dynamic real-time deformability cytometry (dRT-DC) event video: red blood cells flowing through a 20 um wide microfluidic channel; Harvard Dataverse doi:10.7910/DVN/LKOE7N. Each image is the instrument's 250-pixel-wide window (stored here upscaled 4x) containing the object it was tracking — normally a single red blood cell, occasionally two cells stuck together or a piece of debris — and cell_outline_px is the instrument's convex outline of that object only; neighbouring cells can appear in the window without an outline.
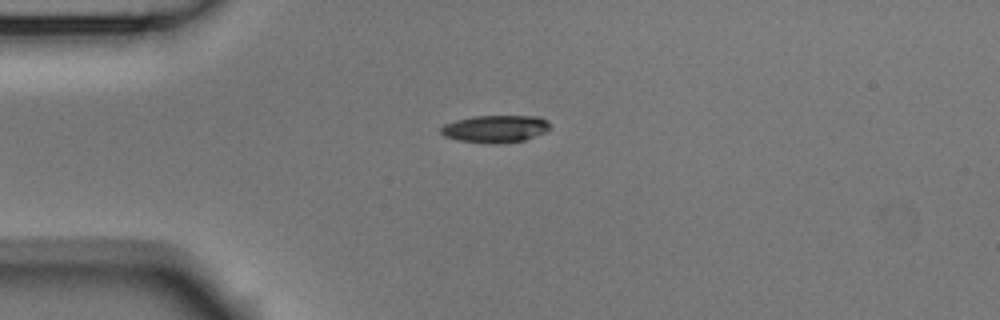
{"species": "Egyptian fruit bat (a non-hibernating species)", "species_latin": "Rousettus aegyptiacus", "temperature_condition": "room temperature", "stored_images_in_passage": 8, "camera_frame_rate_fps": 3000, "um_per_image_px": 0.085, "animal": {"sex": "male"}, "frame": {"image": 1, "passage_image": 1, "time_ms": 0.0, "image_size_px": [1000, 320], "cell_outline_px": [[552, 128], [548, 132], [524, 140], [500, 144], [460, 140], [444, 136], [440, 132], [440, 128], [444, 124], [456, 120], [472, 116], [540, 116], [548, 120]], "centroid_in_image_um": [42.17, 10.94], "position_along_channel_um": 42.8, "area_um2": 17.57}}
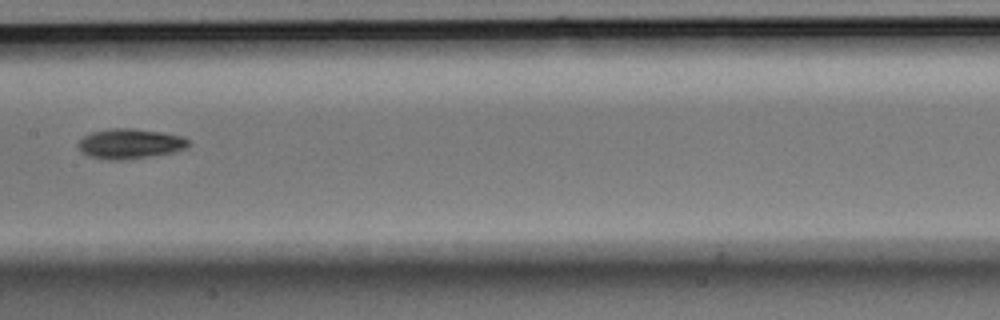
{"frame": {"image": 2, "passage_image": 5, "time_ms": 1.333, "image_size_px": [1000, 320], "cell_outline_px": [[188, 144], [184, 148], [172, 152], [124, 160], [108, 160], [88, 156], [80, 152], [80, 140], [84, 136], [92, 132], [112, 128], [132, 128], [160, 132], [180, 136], [188, 140]], "centroid_in_image_um": [11.0, 12.22], "position_along_channel_um": 196.4, "area_um2": 18.9}}
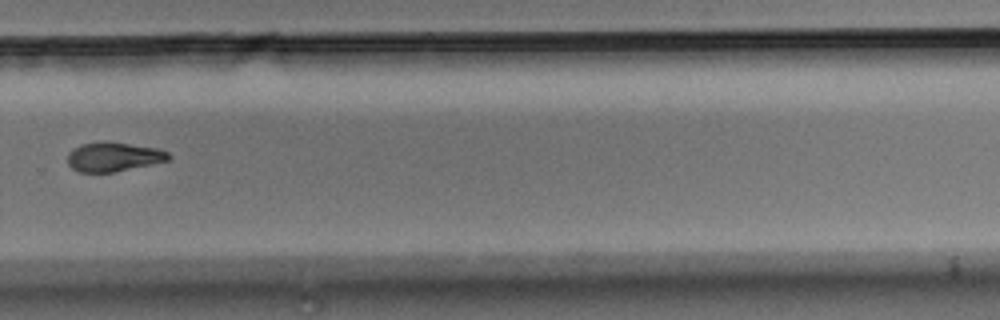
{"frame": {"image": 3, "passage_image": 8, "time_ms": 2.333, "image_size_px": [1000, 320], "cell_outline_px": [[172, 156], [168, 160], [152, 164], [112, 172], [80, 172], [72, 168], [68, 164], [68, 152], [72, 148], [80, 144], [100, 140], [108, 140], [160, 148], [168, 152]], "centroid_in_image_um": [9.64, 13.29], "position_along_channel_um": 320.2, "area_um2": 17.63}}